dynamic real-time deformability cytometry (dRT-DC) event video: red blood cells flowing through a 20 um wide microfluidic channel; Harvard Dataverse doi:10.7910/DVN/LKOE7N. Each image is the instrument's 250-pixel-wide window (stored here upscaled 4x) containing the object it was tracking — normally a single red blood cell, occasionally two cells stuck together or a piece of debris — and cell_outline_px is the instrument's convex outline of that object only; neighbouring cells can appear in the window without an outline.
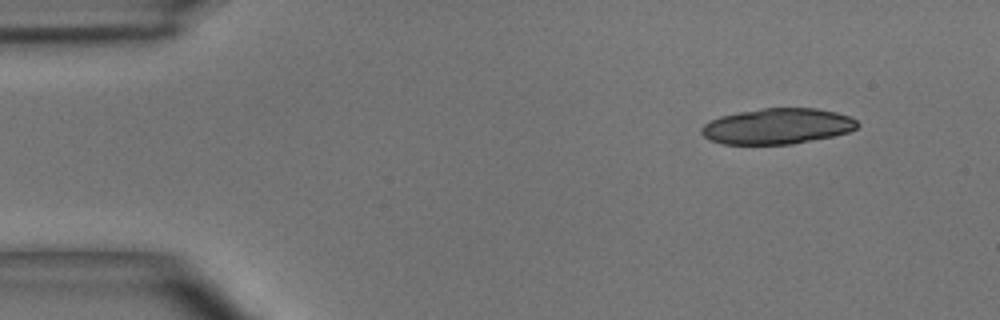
{"species": "common noctule bat (a hibernating species)", "species_latin": "Nyctalus noctula", "temperature_condition": "room temperature", "stored_images_in_passage": 44, "camera_frame_rate_fps": 3000, "um_per_image_px": 0.085, "animal": {"sex": "male", "body_mass_g": 15.6}, "frame": {"image": 1, "passage_image": 1, "time_ms": 0.0, "image_size_px": [1000, 320], "cell_outline_px": [[860, 124], [856, 128], [848, 132], [832, 136], [792, 144], [720, 144], [708, 140], [700, 132], [700, 128], [704, 124], [720, 116], [760, 108], [816, 108], [836, 112], [848, 116], [856, 120]], "centroid_in_image_um": [66.05, 10.73], "position_along_channel_um": 19.0, "area_um2": 32.48}, "authors_computed_cell_mechanics": {"area_um2": 27.6284, "velocity_mm_per_s": 4.07, "shape_relaxation_time_tau1_ms": 3.1251, "shape_relaxation_time_tau2_ms": 2.9075, "deformation_change_tau1": 0.1661, "deformation_change_tau2": 0.1107}}